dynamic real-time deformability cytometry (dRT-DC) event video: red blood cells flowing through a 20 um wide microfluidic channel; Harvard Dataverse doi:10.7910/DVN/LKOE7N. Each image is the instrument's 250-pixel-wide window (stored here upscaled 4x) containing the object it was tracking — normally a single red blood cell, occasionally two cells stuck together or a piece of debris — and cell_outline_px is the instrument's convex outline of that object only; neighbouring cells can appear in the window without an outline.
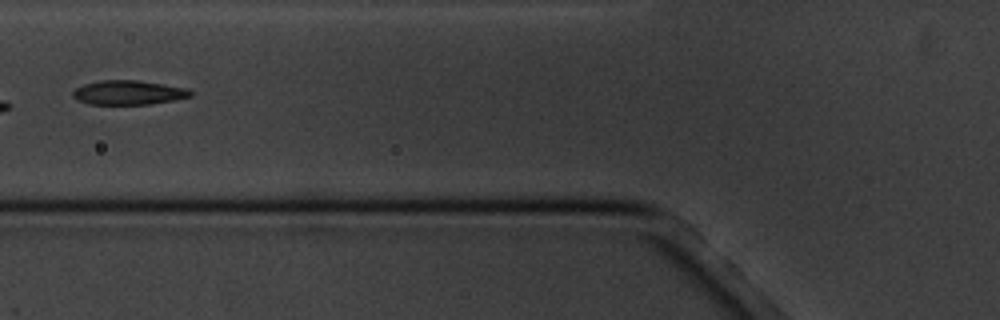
{"species": "common noctule bat (a hibernating species)", "species_latin": "Nyctalus noctula", "temperature_condition": "cold", "stored_images_in_passage": 9, "camera_frame_rate_fps": 3000, "um_per_image_px": 0.085, "animal": {"sex": "male", "body_mass_g": 20.1, "forearm_length_mm": 53.5}, "frame": {"image": 1, "passage_image": 7, "time_ms": 7.667, "image_size_px": [1000, 320], "cell_outline_px": [[192, 96], [172, 100], [148, 104], [88, 104], [76, 100], [72, 96], [72, 92], [76, 88], [84, 84], [100, 80], [136, 80], [164, 84], [188, 88], [192, 92]], "centroid_in_image_um": [10.89, 7.86], "position_along_channel_um": 114.9, "area_um2": 16.65}}
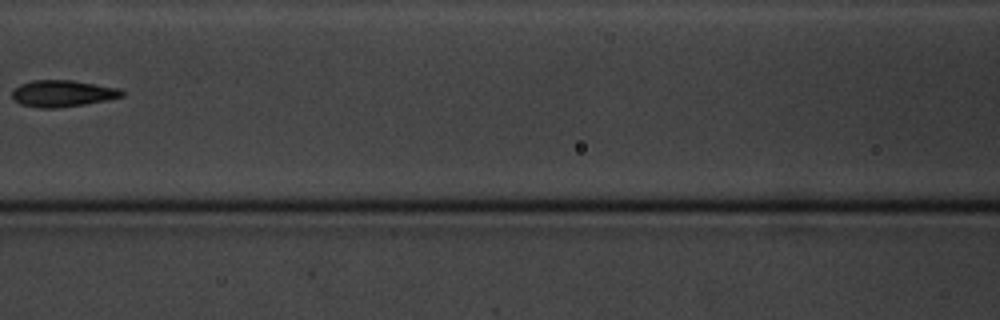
{"frame": {"image": 2, "passage_image": 8, "time_ms": 9.0, "image_size_px": [1000, 320], "cell_outline_px": [[124, 96], [108, 100], [60, 108], [40, 108], [20, 104], [12, 100], [12, 88], [20, 84], [32, 80], [72, 80], [120, 88], [124, 92]], "centroid_in_image_um": [5.29, 7.94], "position_along_channel_um": 161.3, "area_um2": 17.28}}
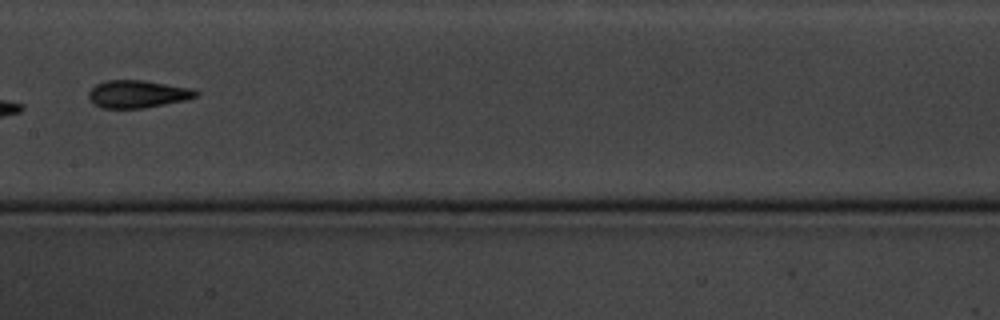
{"frame": {"image": 3, "passage_image": 9, "time_ms": 10.0, "image_size_px": [1000, 320], "cell_outline_px": [[200, 92], [196, 96], [184, 100], [144, 108], [100, 108], [92, 104], [88, 100], [88, 92], [96, 84], [104, 80], [144, 80], [192, 88]], "centroid_in_image_um": [11.64, 7.99], "position_along_channel_um": 195.8, "area_um2": 17.4}}